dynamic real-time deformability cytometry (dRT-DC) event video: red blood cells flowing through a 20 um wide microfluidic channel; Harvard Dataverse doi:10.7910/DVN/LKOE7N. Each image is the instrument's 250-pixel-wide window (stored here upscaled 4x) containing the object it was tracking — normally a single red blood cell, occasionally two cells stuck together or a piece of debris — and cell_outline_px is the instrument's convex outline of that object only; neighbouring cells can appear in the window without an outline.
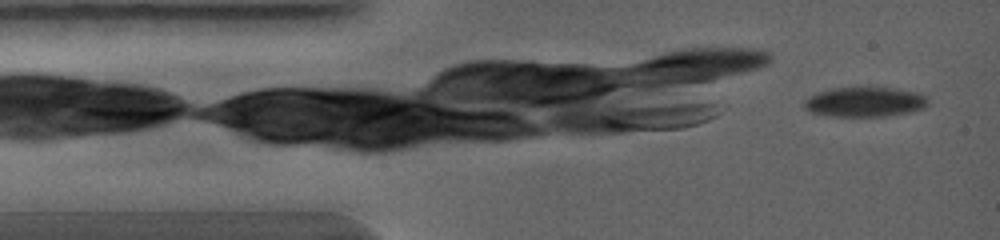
{"species": "common noctule bat (a hibernating species)", "species_latin": "Nyctalus noctula", "temperature_condition": "warm", "stored_images_in_passage": 22, "camera_frame_rate_fps": 5000, "um_per_image_px": 0.085, "animal": {"sex": "female", "body_mass_g": 19.0, "forearm_length_mm": 56.7}, "frame": {"image": 1, "passage_image": 1, "time_ms": 0.0, "image_size_px": [1000, 240], "cell_outline_px": [[928, 104], [924, 108], [912, 112], [888, 116], [828, 116], [808, 112], [804, 108], [804, 100], [808, 96], [816, 92], [832, 88], [892, 88], [916, 92], [924, 96], [928, 100]], "centroid_in_image_um": [73.46, 8.68], "position_along_channel_um": 11.5, "area_um2": 21.62}}
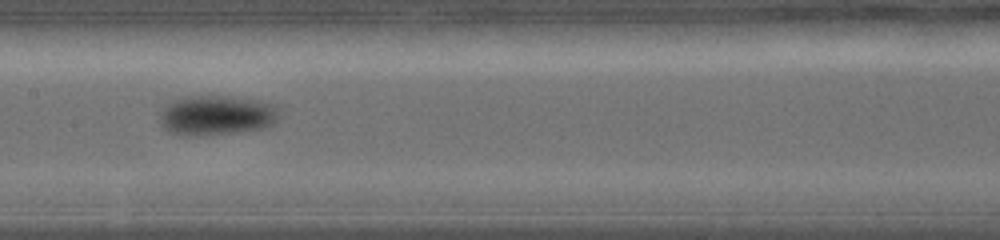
{"frame": {"image": 2, "passage_image": 10, "time_ms": 3.8, "image_size_px": [1000, 240], "cell_outline_px": [[280, 116], [272, 124], [264, 128], [200, 136], [184, 136], [168, 132], [160, 124], [160, 112], [172, 100], [188, 96], [228, 96], [256, 100], [272, 104], [280, 108]], "centroid_in_image_um": [18.39, 9.8], "position_along_channel_um": 189.0, "area_um2": 27.86}}
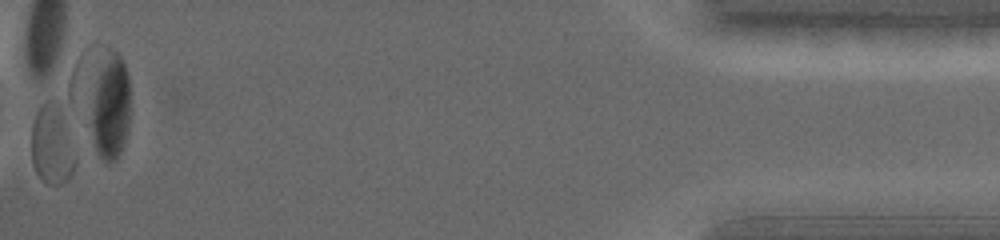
{"frame": {"image": 3, "passage_image": 22, "time_ms": 9.0, "image_size_px": [1000, 240], "cell_outline_px": [[76, 164], [72, 176], [60, 184], [48, 184], [36, 172], [32, 164], [32, 124], [36, 112], [48, 100], [60, 120], [76, 156]], "centroid_in_image_um": [4.37, 12.52], "position_along_channel_um": 430.8, "area_um2": 18.67}}